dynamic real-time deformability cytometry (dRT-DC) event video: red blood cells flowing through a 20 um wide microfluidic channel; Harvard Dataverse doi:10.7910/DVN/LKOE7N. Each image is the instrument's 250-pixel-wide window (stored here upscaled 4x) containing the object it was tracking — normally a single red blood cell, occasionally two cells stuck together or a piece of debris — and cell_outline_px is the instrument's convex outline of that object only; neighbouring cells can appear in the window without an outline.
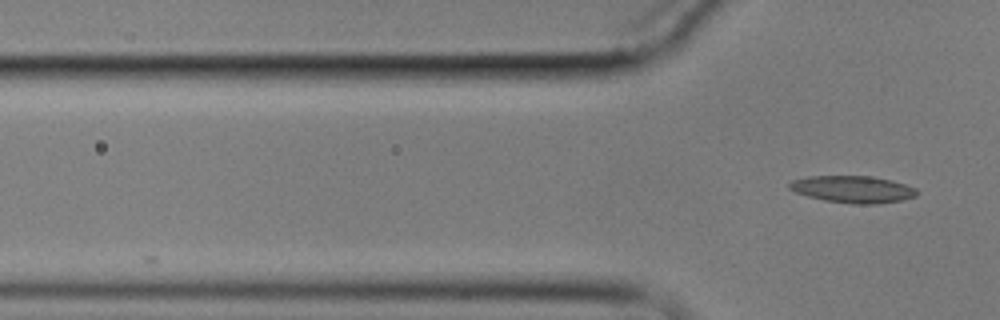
{"species": "common noctule bat (a hibernating species)", "species_latin": "Nyctalus noctula", "temperature_condition": "cold", "stored_images_in_passage": 4, "camera_frame_rate_fps": 3000, "um_per_image_px": 0.085, "animal": {"sex": "male", "body_mass_g": 17.9}, "frame": {"image": 1, "passage_image": 4, "time_ms": 5.0, "image_size_px": [1000, 320], "cell_outline_px": [[920, 192], [916, 196], [900, 200], [876, 204], [852, 204], [824, 200], [808, 196], [796, 192], [788, 188], [788, 184], [792, 180], [808, 176], [872, 176], [892, 180], [916, 188]], "centroid_in_image_um": [72.5, 16.08], "position_along_channel_um": 53.3, "area_um2": 20.11}}